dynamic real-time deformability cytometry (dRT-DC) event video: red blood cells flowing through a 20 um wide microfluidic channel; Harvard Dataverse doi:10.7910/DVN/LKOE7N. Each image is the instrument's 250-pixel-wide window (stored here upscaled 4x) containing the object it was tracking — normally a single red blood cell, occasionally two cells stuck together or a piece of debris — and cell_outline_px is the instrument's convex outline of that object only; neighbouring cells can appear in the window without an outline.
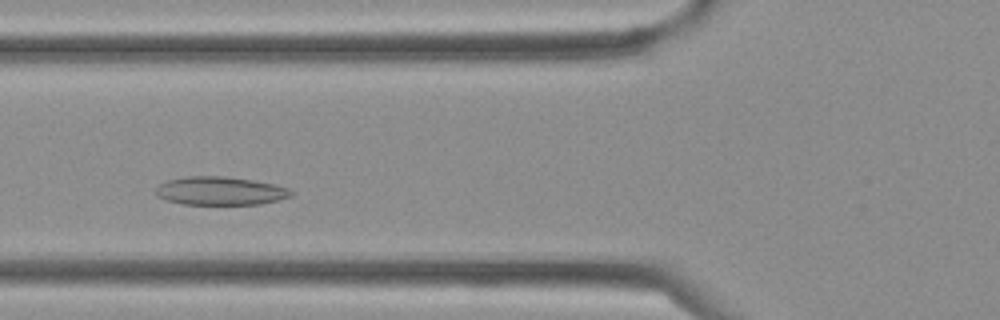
{"species": "Egyptian fruit bat (a non-hibernating species)", "species_latin": "Rousettus aegyptiacus", "temperature_condition": "cold", "stored_images_in_passage": 29, "camera_frame_rate_fps": 3000, "um_per_image_px": 0.085, "frame": {"image": 1, "passage_image": 6, "time_ms": 1.667, "image_size_px": [1000, 320], "cell_outline_px": [[296, 192], [292, 196], [280, 200], [260, 204], [184, 204], [168, 200], [156, 196], [156, 188], [160, 184], [168, 180], [188, 176], [224, 176], [252, 180], [276, 184], [288, 188]], "centroid_in_image_um": [18.78, 16.22], "position_along_channel_um": 107.0, "area_um2": 22.43}}
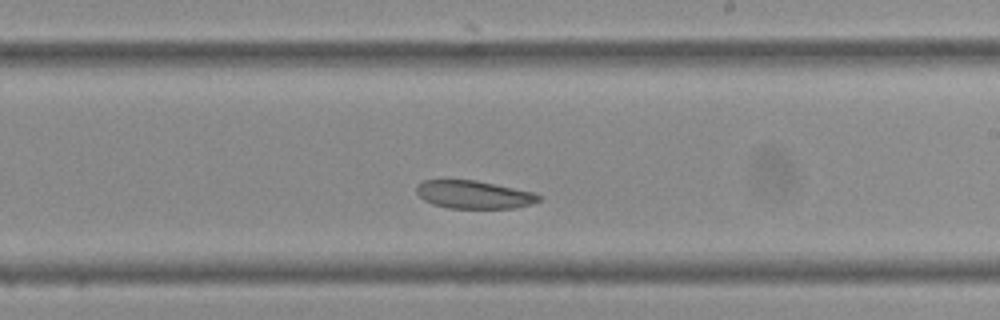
{"frame": {"image": 2, "passage_image": 14, "time_ms": 4.333, "image_size_px": [1000, 320], "cell_outline_px": [[540, 200], [532, 204], [516, 208], [448, 208], [432, 204], [424, 200], [416, 192], [416, 184], [424, 180], [476, 180], [536, 192], [540, 196]], "centroid_in_image_um": [40.29, 16.54], "position_along_channel_um": 248.7, "area_um2": 20.11}}
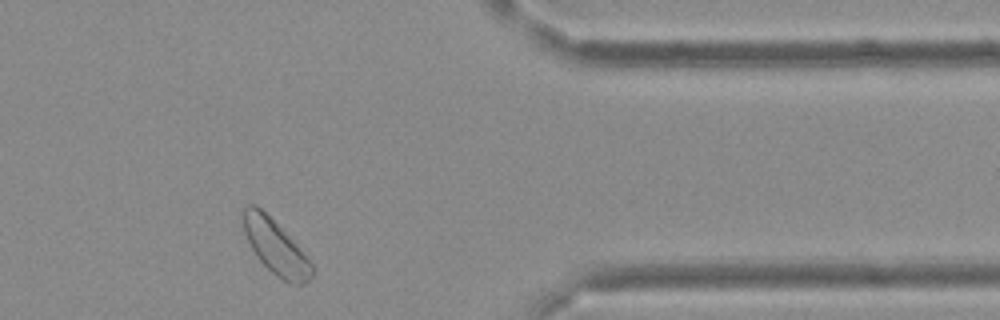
{"frame": {"image": 3, "passage_image": 23, "time_ms": 7.333, "image_size_px": [1000, 320], "cell_outline_px": [[316, 268], [312, 276], [304, 284], [292, 284], [276, 276], [256, 256], [244, 232], [240, 212], [248, 204], [256, 204], [288, 236]], "centroid_in_image_um": [23.4, 21.0], "position_along_channel_um": 388.0, "area_um2": 21.39}}